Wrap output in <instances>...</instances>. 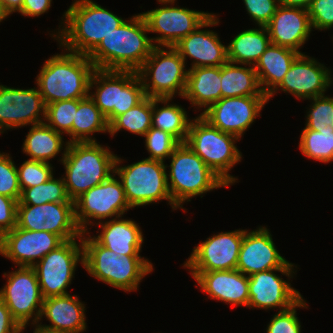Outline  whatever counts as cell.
<instances>
[{
	"mask_svg": "<svg viewBox=\"0 0 333 333\" xmlns=\"http://www.w3.org/2000/svg\"><path fill=\"white\" fill-rule=\"evenodd\" d=\"M71 3L60 17L58 27L47 32L60 47L72 53L88 56L105 36L126 20L93 0H72Z\"/></svg>",
	"mask_w": 333,
	"mask_h": 333,
	"instance_id": "cell-1",
	"label": "cell"
},
{
	"mask_svg": "<svg viewBox=\"0 0 333 333\" xmlns=\"http://www.w3.org/2000/svg\"><path fill=\"white\" fill-rule=\"evenodd\" d=\"M83 269L90 277L124 293L136 292L143 279L155 267L149 258L141 255H118L101 246L91 232L81 235Z\"/></svg>",
	"mask_w": 333,
	"mask_h": 333,
	"instance_id": "cell-2",
	"label": "cell"
},
{
	"mask_svg": "<svg viewBox=\"0 0 333 333\" xmlns=\"http://www.w3.org/2000/svg\"><path fill=\"white\" fill-rule=\"evenodd\" d=\"M141 13L133 14L105 36L88 55L96 69L138 71L155 47Z\"/></svg>",
	"mask_w": 333,
	"mask_h": 333,
	"instance_id": "cell-3",
	"label": "cell"
},
{
	"mask_svg": "<svg viewBox=\"0 0 333 333\" xmlns=\"http://www.w3.org/2000/svg\"><path fill=\"white\" fill-rule=\"evenodd\" d=\"M58 47L61 52L43 62L34 81L46 105L89 96L90 80L96 69L88 56Z\"/></svg>",
	"mask_w": 333,
	"mask_h": 333,
	"instance_id": "cell-4",
	"label": "cell"
},
{
	"mask_svg": "<svg viewBox=\"0 0 333 333\" xmlns=\"http://www.w3.org/2000/svg\"><path fill=\"white\" fill-rule=\"evenodd\" d=\"M165 164L167 185L173 204L186 213L191 199L229 186L216 175L186 142L180 143ZM169 169V170H168Z\"/></svg>",
	"mask_w": 333,
	"mask_h": 333,
	"instance_id": "cell-5",
	"label": "cell"
},
{
	"mask_svg": "<svg viewBox=\"0 0 333 333\" xmlns=\"http://www.w3.org/2000/svg\"><path fill=\"white\" fill-rule=\"evenodd\" d=\"M116 156L108 145L98 141L69 143L61 162L65 170L61 176L69 198L75 201L114 174Z\"/></svg>",
	"mask_w": 333,
	"mask_h": 333,
	"instance_id": "cell-6",
	"label": "cell"
},
{
	"mask_svg": "<svg viewBox=\"0 0 333 333\" xmlns=\"http://www.w3.org/2000/svg\"><path fill=\"white\" fill-rule=\"evenodd\" d=\"M240 139L210 125L199 114L193 117L186 143L229 187L239 183L238 176L230 174L243 160L237 146Z\"/></svg>",
	"mask_w": 333,
	"mask_h": 333,
	"instance_id": "cell-7",
	"label": "cell"
},
{
	"mask_svg": "<svg viewBox=\"0 0 333 333\" xmlns=\"http://www.w3.org/2000/svg\"><path fill=\"white\" fill-rule=\"evenodd\" d=\"M119 156L115 159L114 173L122 182L126 199L133 209L166 200L171 211L178 210L168 190L165 162L145 157L124 165L125 160Z\"/></svg>",
	"mask_w": 333,
	"mask_h": 333,
	"instance_id": "cell-8",
	"label": "cell"
},
{
	"mask_svg": "<svg viewBox=\"0 0 333 333\" xmlns=\"http://www.w3.org/2000/svg\"><path fill=\"white\" fill-rule=\"evenodd\" d=\"M89 96L110 124L117 116L135 107L145 97L136 71L95 69Z\"/></svg>",
	"mask_w": 333,
	"mask_h": 333,
	"instance_id": "cell-9",
	"label": "cell"
},
{
	"mask_svg": "<svg viewBox=\"0 0 333 333\" xmlns=\"http://www.w3.org/2000/svg\"><path fill=\"white\" fill-rule=\"evenodd\" d=\"M144 93L151 98L183 97L188 67L173 47H154L137 71Z\"/></svg>",
	"mask_w": 333,
	"mask_h": 333,
	"instance_id": "cell-10",
	"label": "cell"
},
{
	"mask_svg": "<svg viewBox=\"0 0 333 333\" xmlns=\"http://www.w3.org/2000/svg\"><path fill=\"white\" fill-rule=\"evenodd\" d=\"M74 209L76 224L85 233L102 221L127 215L133 208L126 199L122 182L114 173L78 197Z\"/></svg>",
	"mask_w": 333,
	"mask_h": 333,
	"instance_id": "cell-11",
	"label": "cell"
},
{
	"mask_svg": "<svg viewBox=\"0 0 333 333\" xmlns=\"http://www.w3.org/2000/svg\"><path fill=\"white\" fill-rule=\"evenodd\" d=\"M159 7L141 12L156 47H173L203 24L212 14L180 7L177 0H156Z\"/></svg>",
	"mask_w": 333,
	"mask_h": 333,
	"instance_id": "cell-12",
	"label": "cell"
},
{
	"mask_svg": "<svg viewBox=\"0 0 333 333\" xmlns=\"http://www.w3.org/2000/svg\"><path fill=\"white\" fill-rule=\"evenodd\" d=\"M83 269V244L81 238L64 241L46 254L33 269L43 298L66 295L75 278L78 266Z\"/></svg>",
	"mask_w": 333,
	"mask_h": 333,
	"instance_id": "cell-13",
	"label": "cell"
},
{
	"mask_svg": "<svg viewBox=\"0 0 333 333\" xmlns=\"http://www.w3.org/2000/svg\"><path fill=\"white\" fill-rule=\"evenodd\" d=\"M15 269L3 273L6 282L0 288V299L20 326H34L40 318L44 299L36 272L33 267L15 266Z\"/></svg>",
	"mask_w": 333,
	"mask_h": 333,
	"instance_id": "cell-14",
	"label": "cell"
},
{
	"mask_svg": "<svg viewBox=\"0 0 333 333\" xmlns=\"http://www.w3.org/2000/svg\"><path fill=\"white\" fill-rule=\"evenodd\" d=\"M298 269L274 268L249 276L248 308L266 312L276 309L280 312L300 301L303 295L291 284L297 277Z\"/></svg>",
	"mask_w": 333,
	"mask_h": 333,
	"instance_id": "cell-15",
	"label": "cell"
},
{
	"mask_svg": "<svg viewBox=\"0 0 333 333\" xmlns=\"http://www.w3.org/2000/svg\"><path fill=\"white\" fill-rule=\"evenodd\" d=\"M245 229L214 233L194 246L182 268L187 271L235 270Z\"/></svg>",
	"mask_w": 333,
	"mask_h": 333,
	"instance_id": "cell-16",
	"label": "cell"
},
{
	"mask_svg": "<svg viewBox=\"0 0 333 333\" xmlns=\"http://www.w3.org/2000/svg\"><path fill=\"white\" fill-rule=\"evenodd\" d=\"M333 69L312 55L300 54L292 63L281 84L268 96V102L284 92L297 100L305 101L326 95L333 86Z\"/></svg>",
	"mask_w": 333,
	"mask_h": 333,
	"instance_id": "cell-17",
	"label": "cell"
},
{
	"mask_svg": "<svg viewBox=\"0 0 333 333\" xmlns=\"http://www.w3.org/2000/svg\"><path fill=\"white\" fill-rule=\"evenodd\" d=\"M268 103L267 96L221 98L199 115L220 131L243 140L245 132L251 128L257 117L262 116L260 113Z\"/></svg>",
	"mask_w": 333,
	"mask_h": 333,
	"instance_id": "cell-18",
	"label": "cell"
},
{
	"mask_svg": "<svg viewBox=\"0 0 333 333\" xmlns=\"http://www.w3.org/2000/svg\"><path fill=\"white\" fill-rule=\"evenodd\" d=\"M17 227L29 231H47L63 241L81 238L75 221L74 202L17 205Z\"/></svg>",
	"mask_w": 333,
	"mask_h": 333,
	"instance_id": "cell-19",
	"label": "cell"
},
{
	"mask_svg": "<svg viewBox=\"0 0 333 333\" xmlns=\"http://www.w3.org/2000/svg\"><path fill=\"white\" fill-rule=\"evenodd\" d=\"M45 116L46 104L36 85L23 89L0 83V135L44 123Z\"/></svg>",
	"mask_w": 333,
	"mask_h": 333,
	"instance_id": "cell-20",
	"label": "cell"
},
{
	"mask_svg": "<svg viewBox=\"0 0 333 333\" xmlns=\"http://www.w3.org/2000/svg\"><path fill=\"white\" fill-rule=\"evenodd\" d=\"M282 256L268 226L245 229L236 269L247 276L274 268H299Z\"/></svg>",
	"mask_w": 333,
	"mask_h": 333,
	"instance_id": "cell-21",
	"label": "cell"
},
{
	"mask_svg": "<svg viewBox=\"0 0 333 333\" xmlns=\"http://www.w3.org/2000/svg\"><path fill=\"white\" fill-rule=\"evenodd\" d=\"M219 17V14L213 13L195 31L180 39L173 46L184 60L186 66H188V58H190V62L192 61L188 69L222 66L228 61L227 44L221 41L219 33L210 30L211 27L219 26L221 23Z\"/></svg>",
	"mask_w": 333,
	"mask_h": 333,
	"instance_id": "cell-22",
	"label": "cell"
},
{
	"mask_svg": "<svg viewBox=\"0 0 333 333\" xmlns=\"http://www.w3.org/2000/svg\"><path fill=\"white\" fill-rule=\"evenodd\" d=\"M63 242L56 234L47 231H29L16 226L4 233L0 255L11 260L16 267H33Z\"/></svg>",
	"mask_w": 333,
	"mask_h": 333,
	"instance_id": "cell-23",
	"label": "cell"
},
{
	"mask_svg": "<svg viewBox=\"0 0 333 333\" xmlns=\"http://www.w3.org/2000/svg\"><path fill=\"white\" fill-rule=\"evenodd\" d=\"M195 287L207 299L221 301L232 307H246L249 303V276L239 270L189 271Z\"/></svg>",
	"mask_w": 333,
	"mask_h": 333,
	"instance_id": "cell-24",
	"label": "cell"
},
{
	"mask_svg": "<svg viewBox=\"0 0 333 333\" xmlns=\"http://www.w3.org/2000/svg\"><path fill=\"white\" fill-rule=\"evenodd\" d=\"M86 308L85 302L80 300L76 294L69 293L44 298L36 326L57 333L86 332L88 329ZM43 319L49 324H42Z\"/></svg>",
	"mask_w": 333,
	"mask_h": 333,
	"instance_id": "cell-25",
	"label": "cell"
},
{
	"mask_svg": "<svg viewBox=\"0 0 333 333\" xmlns=\"http://www.w3.org/2000/svg\"><path fill=\"white\" fill-rule=\"evenodd\" d=\"M271 43L304 54L302 48L313 31L308 10L279 5L272 19L265 26ZM301 50V51H300Z\"/></svg>",
	"mask_w": 333,
	"mask_h": 333,
	"instance_id": "cell-26",
	"label": "cell"
},
{
	"mask_svg": "<svg viewBox=\"0 0 333 333\" xmlns=\"http://www.w3.org/2000/svg\"><path fill=\"white\" fill-rule=\"evenodd\" d=\"M124 217L122 215L96 224L95 229L99 228L97 234L91 235L101 246L118 255H141L145 242L141 226L134 219Z\"/></svg>",
	"mask_w": 333,
	"mask_h": 333,
	"instance_id": "cell-27",
	"label": "cell"
},
{
	"mask_svg": "<svg viewBox=\"0 0 333 333\" xmlns=\"http://www.w3.org/2000/svg\"><path fill=\"white\" fill-rule=\"evenodd\" d=\"M182 98L188 100L190 108H194L192 111L200 114L219 101L222 98L221 66L188 69L186 89Z\"/></svg>",
	"mask_w": 333,
	"mask_h": 333,
	"instance_id": "cell-28",
	"label": "cell"
},
{
	"mask_svg": "<svg viewBox=\"0 0 333 333\" xmlns=\"http://www.w3.org/2000/svg\"><path fill=\"white\" fill-rule=\"evenodd\" d=\"M26 134L23 145L22 154H25L30 160H37L51 163L52 160L58 158L61 164L65 157L68 147V139L63 134L56 132L45 122L37 125H31ZM63 150V151H62Z\"/></svg>",
	"mask_w": 333,
	"mask_h": 333,
	"instance_id": "cell-29",
	"label": "cell"
},
{
	"mask_svg": "<svg viewBox=\"0 0 333 333\" xmlns=\"http://www.w3.org/2000/svg\"><path fill=\"white\" fill-rule=\"evenodd\" d=\"M301 53L270 43L254 65L259 84L268 97L283 81L294 60Z\"/></svg>",
	"mask_w": 333,
	"mask_h": 333,
	"instance_id": "cell-30",
	"label": "cell"
},
{
	"mask_svg": "<svg viewBox=\"0 0 333 333\" xmlns=\"http://www.w3.org/2000/svg\"><path fill=\"white\" fill-rule=\"evenodd\" d=\"M231 38L227 43V59L236 64L254 66L271 43L266 27L261 26L244 29Z\"/></svg>",
	"mask_w": 333,
	"mask_h": 333,
	"instance_id": "cell-31",
	"label": "cell"
},
{
	"mask_svg": "<svg viewBox=\"0 0 333 333\" xmlns=\"http://www.w3.org/2000/svg\"><path fill=\"white\" fill-rule=\"evenodd\" d=\"M173 99L152 98V127L168 132L180 143H184L193 118L185 107L174 103Z\"/></svg>",
	"mask_w": 333,
	"mask_h": 333,
	"instance_id": "cell-32",
	"label": "cell"
},
{
	"mask_svg": "<svg viewBox=\"0 0 333 333\" xmlns=\"http://www.w3.org/2000/svg\"><path fill=\"white\" fill-rule=\"evenodd\" d=\"M221 95L222 98L266 96L254 66L229 61L221 66Z\"/></svg>",
	"mask_w": 333,
	"mask_h": 333,
	"instance_id": "cell-33",
	"label": "cell"
},
{
	"mask_svg": "<svg viewBox=\"0 0 333 333\" xmlns=\"http://www.w3.org/2000/svg\"><path fill=\"white\" fill-rule=\"evenodd\" d=\"M96 132L109 134V124L106 117L90 96L79 99L71 128V143L97 142L96 137L93 136L97 134Z\"/></svg>",
	"mask_w": 333,
	"mask_h": 333,
	"instance_id": "cell-34",
	"label": "cell"
},
{
	"mask_svg": "<svg viewBox=\"0 0 333 333\" xmlns=\"http://www.w3.org/2000/svg\"><path fill=\"white\" fill-rule=\"evenodd\" d=\"M152 127V98L145 97L135 107L120 114L109 124L110 137H116L119 132L127 131L143 138Z\"/></svg>",
	"mask_w": 333,
	"mask_h": 333,
	"instance_id": "cell-35",
	"label": "cell"
},
{
	"mask_svg": "<svg viewBox=\"0 0 333 333\" xmlns=\"http://www.w3.org/2000/svg\"><path fill=\"white\" fill-rule=\"evenodd\" d=\"M300 133L298 148L302 156L324 164L333 162V131L303 129Z\"/></svg>",
	"mask_w": 333,
	"mask_h": 333,
	"instance_id": "cell-36",
	"label": "cell"
},
{
	"mask_svg": "<svg viewBox=\"0 0 333 333\" xmlns=\"http://www.w3.org/2000/svg\"><path fill=\"white\" fill-rule=\"evenodd\" d=\"M74 202L67 193L64 180L53 175L47 182L26 188L17 205H42L44 203Z\"/></svg>",
	"mask_w": 333,
	"mask_h": 333,
	"instance_id": "cell-37",
	"label": "cell"
},
{
	"mask_svg": "<svg viewBox=\"0 0 333 333\" xmlns=\"http://www.w3.org/2000/svg\"><path fill=\"white\" fill-rule=\"evenodd\" d=\"M306 107L305 127L303 129L318 132L333 131V97L327 95L308 99Z\"/></svg>",
	"mask_w": 333,
	"mask_h": 333,
	"instance_id": "cell-38",
	"label": "cell"
},
{
	"mask_svg": "<svg viewBox=\"0 0 333 333\" xmlns=\"http://www.w3.org/2000/svg\"><path fill=\"white\" fill-rule=\"evenodd\" d=\"M79 99L63 100L46 105L45 123L56 132L69 136L71 143V128L75 119Z\"/></svg>",
	"mask_w": 333,
	"mask_h": 333,
	"instance_id": "cell-39",
	"label": "cell"
},
{
	"mask_svg": "<svg viewBox=\"0 0 333 333\" xmlns=\"http://www.w3.org/2000/svg\"><path fill=\"white\" fill-rule=\"evenodd\" d=\"M145 150L148 159L158 160L166 163L180 142L168 132L151 127L143 136Z\"/></svg>",
	"mask_w": 333,
	"mask_h": 333,
	"instance_id": "cell-40",
	"label": "cell"
},
{
	"mask_svg": "<svg viewBox=\"0 0 333 333\" xmlns=\"http://www.w3.org/2000/svg\"><path fill=\"white\" fill-rule=\"evenodd\" d=\"M16 168L21 191L45 183L55 175L53 164L43 161L25 159L20 166L16 164Z\"/></svg>",
	"mask_w": 333,
	"mask_h": 333,
	"instance_id": "cell-41",
	"label": "cell"
},
{
	"mask_svg": "<svg viewBox=\"0 0 333 333\" xmlns=\"http://www.w3.org/2000/svg\"><path fill=\"white\" fill-rule=\"evenodd\" d=\"M300 308L310 309L304 297L291 308L274 313L265 327V333H303L301 321L297 316Z\"/></svg>",
	"mask_w": 333,
	"mask_h": 333,
	"instance_id": "cell-42",
	"label": "cell"
},
{
	"mask_svg": "<svg viewBox=\"0 0 333 333\" xmlns=\"http://www.w3.org/2000/svg\"><path fill=\"white\" fill-rule=\"evenodd\" d=\"M21 192L16 163L13 157L10 152L0 151V195L19 201Z\"/></svg>",
	"mask_w": 333,
	"mask_h": 333,
	"instance_id": "cell-43",
	"label": "cell"
},
{
	"mask_svg": "<svg viewBox=\"0 0 333 333\" xmlns=\"http://www.w3.org/2000/svg\"><path fill=\"white\" fill-rule=\"evenodd\" d=\"M307 10L313 31L333 29V0H312Z\"/></svg>",
	"mask_w": 333,
	"mask_h": 333,
	"instance_id": "cell-44",
	"label": "cell"
},
{
	"mask_svg": "<svg viewBox=\"0 0 333 333\" xmlns=\"http://www.w3.org/2000/svg\"><path fill=\"white\" fill-rule=\"evenodd\" d=\"M253 25L265 27L279 6V0H242Z\"/></svg>",
	"mask_w": 333,
	"mask_h": 333,
	"instance_id": "cell-45",
	"label": "cell"
},
{
	"mask_svg": "<svg viewBox=\"0 0 333 333\" xmlns=\"http://www.w3.org/2000/svg\"><path fill=\"white\" fill-rule=\"evenodd\" d=\"M17 204L15 199L0 195V229L3 233L17 226Z\"/></svg>",
	"mask_w": 333,
	"mask_h": 333,
	"instance_id": "cell-46",
	"label": "cell"
},
{
	"mask_svg": "<svg viewBox=\"0 0 333 333\" xmlns=\"http://www.w3.org/2000/svg\"><path fill=\"white\" fill-rule=\"evenodd\" d=\"M53 0H24L21 10L18 12L21 17L36 18L48 13Z\"/></svg>",
	"mask_w": 333,
	"mask_h": 333,
	"instance_id": "cell-47",
	"label": "cell"
},
{
	"mask_svg": "<svg viewBox=\"0 0 333 333\" xmlns=\"http://www.w3.org/2000/svg\"><path fill=\"white\" fill-rule=\"evenodd\" d=\"M19 326L12 318L6 304L0 299V333H12Z\"/></svg>",
	"mask_w": 333,
	"mask_h": 333,
	"instance_id": "cell-48",
	"label": "cell"
},
{
	"mask_svg": "<svg viewBox=\"0 0 333 333\" xmlns=\"http://www.w3.org/2000/svg\"><path fill=\"white\" fill-rule=\"evenodd\" d=\"M24 0H3V18L6 20L21 10Z\"/></svg>",
	"mask_w": 333,
	"mask_h": 333,
	"instance_id": "cell-49",
	"label": "cell"
},
{
	"mask_svg": "<svg viewBox=\"0 0 333 333\" xmlns=\"http://www.w3.org/2000/svg\"><path fill=\"white\" fill-rule=\"evenodd\" d=\"M312 0H279V5L284 7L302 8L307 10Z\"/></svg>",
	"mask_w": 333,
	"mask_h": 333,
	"instance_id": "cell-50",
	"label": "cell"
},
{
	"mask_svg": "<svg viewBox=\"0 0 333 333\" xmlns=\"http://www.w3.org/2000/svg\"><path fill=\"white\" fill-rule=\"evenodd\" d=\"M30 328H33V333H57V332H51V331H47V330H44L40 327H37L36 325L34 326H31Z\"/></svg>",
	"mask_w": 333,
	"mask_h": 333,
	"instance_id": "cell-51",
	"label": "cell"
},
{
	"mask_svg": "<svg viewBox=\"0 0 333 333\" xmlns=\"http://www.w3.org/2000/svg\"><path fill=\"white\" fill-rule=\"evenodd\" d=\"M28 326H19L16 330H14L12 333H24L26 331V328Z\"/></svg>",
	"mask_w": 333,
	"mask_h": 333,
	"instance_id": "cell-52",
	"label": "cell"
},
{
	"mask_svg": "<svg viewBox=\"0 0 333 333\" xmlns=\"http://www.w3.org/2000/svg\"><path fill=\"white\" fill-rule=\"evenodd\" d=\"M3 238H4V233L0 229V250H1L2 246H3Z\"/></svg>",
	"mask_w": 333,
	"mask_h": 333,
	"instance_id": "cell-53",
	"label": "cell"
},
{
	"mask_svg": "<svg viewBox=\"0 0 333 333\" xmlns=\"http://www.w3.org/2000/svg\"><path fill=\"white\" fill-rule=\"evenodd\" d=\"M0 15L3 17V0H0Z\"/></svg>",
	"mask_w": 333,
	"mask_h": 333,
	"instance_id": "cell-54",
	"label": "cell"
},
{
	"mask_svg": "<svg viewBox=\"0 0 333 333\" xmlns=\"http://www.w3.org/2000/svg\"><path fill=\"white\" fill-rule=\"evenodd\" d=\"M6 21L1 15H0V23Z\"/></svg>",
	"mask_w": 333,
	"mask_h": 333,
	"instance_id": "cell-55",
	"label": "cell"
}]
</instances>
